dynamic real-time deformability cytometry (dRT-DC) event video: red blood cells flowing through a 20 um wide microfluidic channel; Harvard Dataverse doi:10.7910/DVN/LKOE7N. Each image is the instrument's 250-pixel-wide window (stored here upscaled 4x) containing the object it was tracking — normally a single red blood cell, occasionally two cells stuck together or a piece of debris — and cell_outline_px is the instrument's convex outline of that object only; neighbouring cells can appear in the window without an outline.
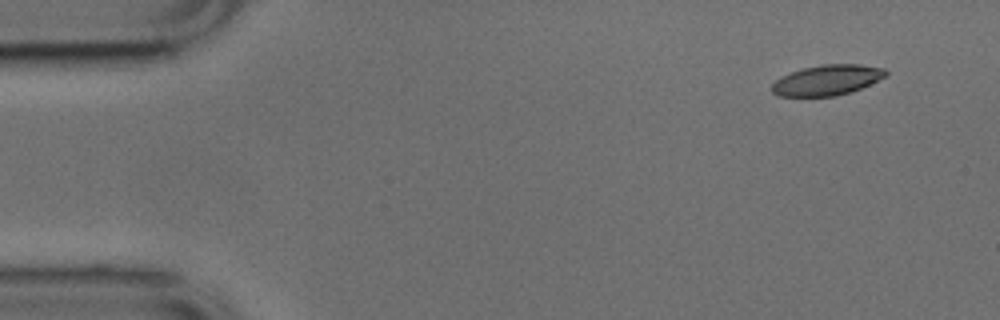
{"species": "common noctule bat (a hibernating species)", "species_latin": "Nyctalus noctula", "temperature_condition": "cold", "stored_images_in_passage": 9, "camera_frame_rate_fps": 3000, "um_per_image_px": 0.085, "animal": {"sex": "male", "body_mass_g": 17.9, "forearm_length_mm": 54.2}, "frame": {"image": 1, "passage_image": 1, "time_ms": 0.0, "image_size_px": [1000, 320], "cell_outline_px": [[888, 76], [852, 92], [836, 96], [780, 96], [772, 92], [772, 84], [780, 76], [804, 68], [824, 64], [860, 64], [884, 68], [888, 72]], "centroid_in_image_um": [70.34, 6.81], "position_along_channel_um": 14.7, "area_um2": 20.23}}